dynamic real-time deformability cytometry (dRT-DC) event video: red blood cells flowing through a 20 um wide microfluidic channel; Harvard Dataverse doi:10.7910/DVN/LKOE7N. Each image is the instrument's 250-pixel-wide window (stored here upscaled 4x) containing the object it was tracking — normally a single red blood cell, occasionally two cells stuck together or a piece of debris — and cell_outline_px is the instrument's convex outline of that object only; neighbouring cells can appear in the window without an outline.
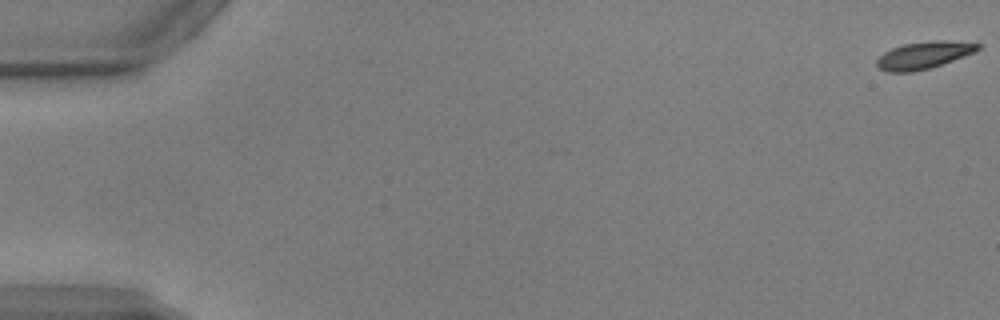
{"species": "common noctule bat (a hibernating species)", "species_latin": "Nyctalus noctula", "temperature_condition": "warm", "stored_images_in_passage": 6, "camera_frame_rate_fps": 3000, "um_per_image_px": 0.085, "animal": {"sex": "male", "body_mass_g": 17.9, "forearm_length_mm": 54.2}, "frame": {"image": 1, "passage_image": 1, "time_ms": 0.0, "image_size_px": [1000, 320], "cell_outline_px": [[980, 48], [976, 52], [928, 68], [912, 72], [884, 72], [876, 68], [876, 60], [884, 52], [892, 48], [904, 44], [936, 40], [944, 40], [980, 44]], "centroid_in_image_um": [78.46, 4.7], "position_along_channel_um": 6.5, "area_um2": 15.9}}